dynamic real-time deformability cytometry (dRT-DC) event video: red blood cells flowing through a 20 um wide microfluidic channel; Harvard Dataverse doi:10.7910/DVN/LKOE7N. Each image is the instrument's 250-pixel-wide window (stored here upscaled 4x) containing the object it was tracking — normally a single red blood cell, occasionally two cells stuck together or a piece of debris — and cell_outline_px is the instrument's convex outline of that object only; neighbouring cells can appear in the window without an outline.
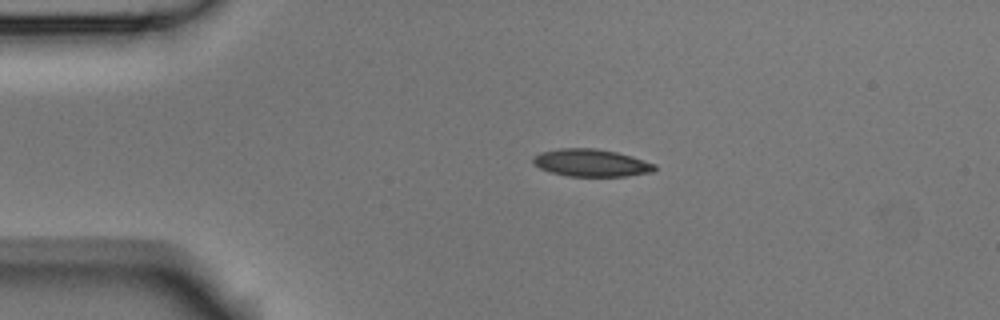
{"species": "Egyptian fruit bat (a non-hibernating species)", "species_latin": "Rousettus aegyptiacus", "temperature_condition": "room temperature", "stored_images_in_passage": 4, "camera_frame_rate_fps": 3000, "um_per_image_px": 0.085, "animal": {"sex": "male"}, "frame": {"image": 1, "passage_image": 2, "time_ms": 0.333, "image_size_px": [1000, 320], "cell_outline_px": [[656, 172], [624, 176], [568, 176], [552, 172], [540, 168], [532, 164], [532, 156], [540, 152], [560, 148], [596, 148], [616, 152], [632, 156], [656, 164]], "centroid_in_image_um": [50.25, 13.84], "position_along_channel_um": 34.7, "area_um2": 19.59}}
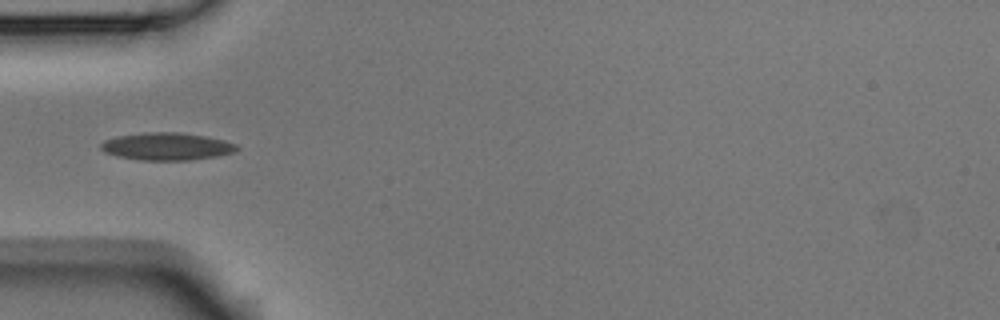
{"frame": {"image": 2, "passage_image": 4, "time_ms": 1.0, "image_size_px": [1000, 320], "cell_outline_px": [[240, 148], [236, 152], [216, 156], [188, 160], [140, 160], [116, 156], [104, 152], [100, 148], [100, 144], [104, 140], [116, 136], [144, 132], [180, 132], [204, 136], [224, 140], [236, 144]], "centroid_in_image_um": [14.16, 12.44], "position_along_channel_um": 70.8, "area_um2": 21.91}}